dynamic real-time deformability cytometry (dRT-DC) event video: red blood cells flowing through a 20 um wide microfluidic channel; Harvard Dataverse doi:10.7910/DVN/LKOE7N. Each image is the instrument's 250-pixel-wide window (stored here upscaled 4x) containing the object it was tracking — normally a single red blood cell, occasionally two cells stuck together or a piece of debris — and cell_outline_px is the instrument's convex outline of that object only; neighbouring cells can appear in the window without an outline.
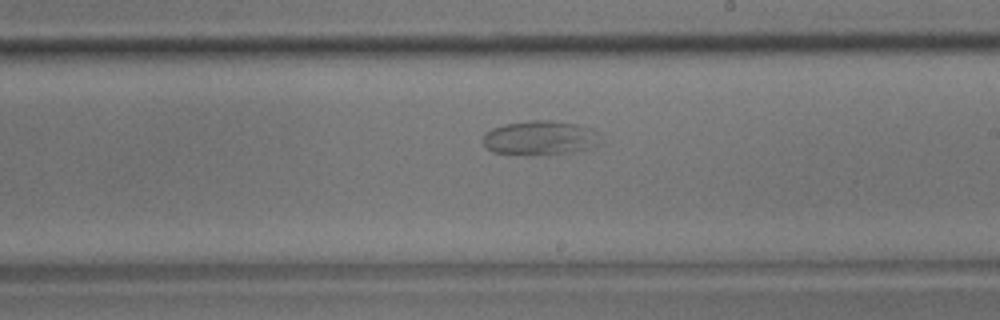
{"species": "common noctule bat (a hibernating species)", "species_latin": "Nyctalus noctula", "temperature_condition": "room temperature", "stored_images_in_passage": 54, "camera_frame_rate_fps": 3000, "um_per_image_px": 0.085, "animal": {"sex": "male", "body_mass_g": 17.9}, "frame": {"image": 1, "passage_image": 30, "time_ms": 9.667, "image_size_px": [1000, 320], "cell_outline_px": [[600, 132], [596, 144], [588, 148], [572, 152], [492, 152], [484, 144], [484, 132], [492, 128], [504, 124], [528, 120], [552, 120], [576, 124], [592, 128]], "centroid_in_image_um": [45.91, 11.65], "position_along_channel_um": 243.1, "area_um2": 22.54}}
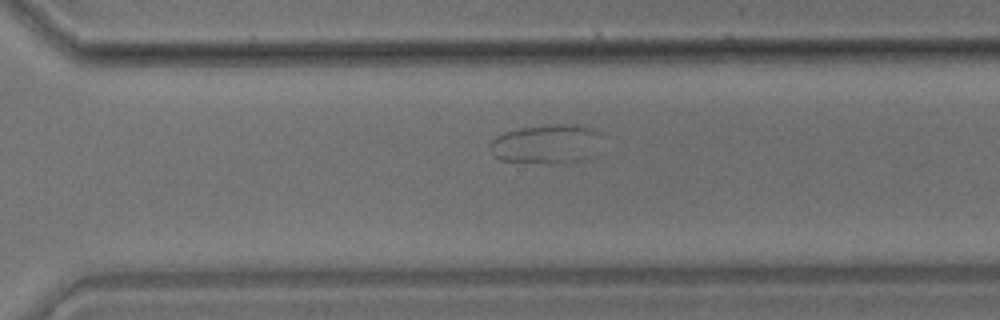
{"frame": {"image": 2, "passage_image": 37, "time_ms": 12.0, "image_size_px": [1000, 320], "cell_outline_px": [[600, 156], [584, 160], [560, 164], [548, 164], [500, 160], [492, 156], [488, 148], [488, 144], [496, 136], [504, 132], [520, 128], [548, 124], [576, 124], [596, 128], [600, 132]], "centroid_in_image_um": [46.53, 12.26], "position_along_channel_um": 324.1, "area_um2": 26.88}}
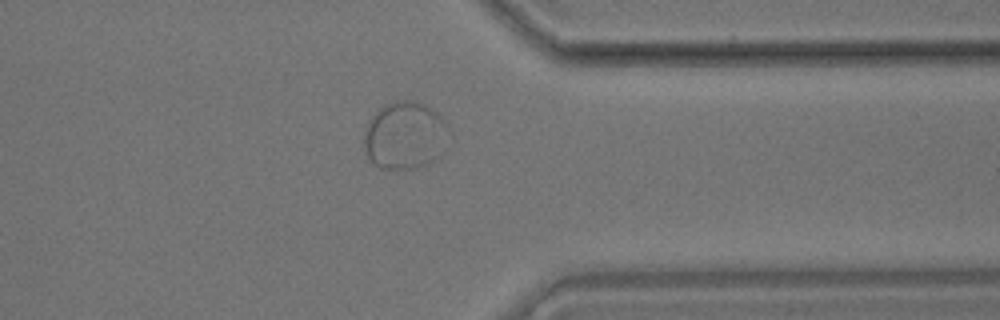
{"frame": {"image": 3, "passage_image": 42, "time_ms": 13.667, "image_size_px": [1000, 320], "cell_outline_px": [[444, 124], [436, 156], [428, 164], [416, 168], [380, 168], [364, 152], [360, 140], [364, 128], [368, 120], [384, 104], [400, 100], [416, 100], [436, 112], [444, 120]], "centroid_in_image_um": [34.23, 11.49], "position_along_channel_um": 377.2, "area_um2": 32.37}}